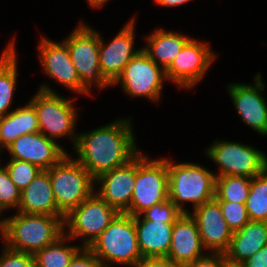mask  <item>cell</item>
<instances>
[{
	"label": "cell",
	"instance_id": "18",
	"mask_svg": "<svg viewBox=\"0 0 267 267\" xmlns=\"http://www.w3.org/2000/svg\"><path fill=\"white\" fill-rule=\"evenodd\" d=\"M136 177V156L127 164L110 170L95 179L100 189L95 191L110 206L124 213L131 203Z\"/></svg>",
	"mask_w": 267,
	"mask_h": 267
},
{
	"label": "cell",
	"instance_id": "32",
	"mask_svg": "<svg viewBox=\"0 0 267 267\" xmlns=\"http://www.w3.org/2000/svg\"><path fill=\"white\" fill-rule=\"evenodd\" d=\"M19 138V126L17 108L7 115L0 117V151L7 148L13 141Z\"/></svg>",
	"mask_w": 267,
	"mask_h": 267
},
{
	"label": "cell",
	"instance_id": "19",
	"mask_svg": "<svg viewBox=\"0 0 267 267\" xmlns=\"http://www.w3.org/2000/svg\"><path fill=\"white\" fill-rule=\"evenodd\" d=\"M196 220L190 213H182L175 221L170 250L166 258L180 266L205 256Z\"/></svg>",
	"mask_w": 267,
	"mask_h": 267
},
{
	"label": "cell",
	"instance_id": "23",
	"mask_svg": "<svg viewBox=\"0 0 267 267\" xmlns=\"http://www.w3.org/2000/svg\"><path fill=\"white\" fill-rule=\"evenodd\" d=\"M189 39L190 37L182 33L161 28L146 37L147 46L145 45L142 50L157 65L166 70Z\"/></svg>",
	"mask_w": 267,
	"mask_h": 267
},
{
	"label": "cell",
	"instance_id": "16",
	"mask_svg": "<svg viewBox=\"0 0 267 267\" xmlns=\"http://www.w3.org/2000/svg\"><path fill=\"white\" fill-rule=\"evenodd\" d=\"M5 149L10 159L27 161L41 170L50 169L68 154L58 142L40 132L22 135Z\"/></svg>",
	"mask_w": 267,
	"mask_h": 267
},
{
	"label": "cell",
	"instance_id": "27",
	"mask_svg": "<svg viewBox=\"0 0 267 267\" xmlns=\"http://www.w3.org/2000/svg\"><path fill=\"white\" fill-rule=\"evenodd\" d=\"M245 206L249 220L267 222V169L251 178L250 192Z\"/></svg>",
	"mask_w": 267,
	"mask_h": 267
},
{
	"label": "cell",
	"instance_id": "39",
	"mask_svg": "<svg viewBox=\"0 0 267 267\" xmlns=\"http://www.w3.org/2000/svg\"><path fill=\"white\" fill-rule=\"evenodd\" d=\"M221 267H246L244 262L234 260L221 253Z\"/></svg>",
	"mask_w": 267,
	"mask_h": 267
},
{
	"label": "cell",
	"instance_id": "3",
	"mask_svg": "<svg viewBox=\"0 0 267 267\" xmlns=\"http://www.w3.org/2000/svg\"><path fill=\"white\" fill-rule=\"evenodd\" d=\"M102 267L122 264L134 267L142 255L139 250L134 216L119 213L88 247Z\"/></svg>",
	"mask_w": 267,
	"mask_h": 267
},
{
	"label": "cell",
	"instance_id": "35",
	"mask_svg": "<svg viewBox=\"0 0 267 267\" xmlns=\"http://www.w3.org/2000/svg\"><path fill=\"white\" fill-rule=\"evenodd\" d=\"M0 267H21V252L11 250L4 245L0 256Z\"/></svg>",
	"mask_w": 267,
	"mask_h": 267
},
{
	"label": "cell",
	"instance_id": "38",
	"mask_svg": "<svg viewBox=\"0 0 267 267\" xmlns=\"http://www.w3.org/2000/svg\"><path fill=\"white\" fill-rule=\"evenodd\" d=\"M244 263L246 267H267V245L252 255Z\"/></svg>",
	"mask_w": 267,
	"mask_h": 267
},
{
	"label": "cell",
	"instance_id": "20",
	"mask_svg": "<svg viewBox=\"0 0 267 267\" xmlns=\"http://www.w3.org/2000/svg\"><path fill=\"white\" fill-rule=\"evenodd\" d=\"M25 214L64 216L57 208L49 173L46 170L20 193L18 211Z\"/></svg>",
	"mask_w": 267,
	"mask_h": 267
},
{
	"label": "cell",
	"instance_id": "10",
	"mask_svg": "<svg viewBox=\"0 0 267 267\" xmlns=\"http://www.w3.org/2000/svg\"><path fill=\"white\" fill-rule=\"evenodd\" d=\"M120 212L95 192L64 219L65 234L72 240L82 238L81 247H89ZM85 239H84V238Z\"/></svg>",
	"mask_w": 267,
	"mask_h": 267
},
{
	"label": "cell",
	"instance_id": "1",
	"mask_svg": "<svg viewBox=\"0 0 267 267\" xmlns=\"http://www.w3.org/2000/svg\"><path fill=\"white\" fill-rule=\"evenodd\" d=\"M131 119H118L90 132L79 133L75 158L94 179L131 161L140 151Z\"/></svg>",
	"mask_w": 267,
	"mask_h": 267
},
{
	"label": "cell",
	"instance_id": "34",
	"mask_svg": "<svg viewBox=\"0 0 267 267\" xmlns=\"http://www.w3.org/2000/svg\"><path fill=\"white\" fill-rule=\"evenodd\" d=\"M68 267H101V264L89 248L81 247L71 259Z\"/></svg>",
	"mask_w": 267,
	"mask_h": 267
},
{
	"label": "cell",
	"instance_id": "30",
	"mask_svg": "<svg viewBox=\"0 0 267 267\" xmlns=\"http://www.w3.org/2000/svg\"><path fill=\"white\" fill-rule=\"evenodd\" d=\"M222 209V213L228 228L234 233L239 231L250 220L245 204L230 201H217Z\"/></svg>",
	"mask_w": 267,
	"mask_h": 267
},
{
	"label": "cell",
	"instance_id": "21",
	"mask_svg": "<svg viewBox=\"0 0 267 267\" xmlns=\"http://www.w3.org/2000/svg\"><path fill=\"white\" fill-rule=\"evenodd\" d=\"M174 223L165 220H135L142 258H166L170 250Z\"/></svg>",
	"mask_w": 267,
	"mask_h": 267
},
{
	"label": "cell",
	"instance_id": "17",
	"mask_svg": "<svg viewBox=\"0 0 267 267\" xmlns=\"http://www.w3.org/2000/svg\"><path fill=\"white\" fill-rule=\"evenodd\" d=\"M189 213L197 222L204 250L224 254L233 232L228 228L220 204L213 199Z\"/></svg>",
	"mask_w": 267,
	"mask_h": 267
},
{
	"label": "cell",
	"instance_id": "33",
	"mask_svg": "<svg viewBox=\"0 0 267 267\" xmlns=\"http://www.w3.org/2000/svg\"><path fill=\"white\" fill-rule=\"evenodd\" d=\"M19 137L25 134L39 132L38 118L34 106L28 102L17 108Z\"/></svg>",
	"mask_w": 267,
	"mask_h": 267
},
{
	"label": "cell",
	"instance_id": "5",
	"mask_svg": "<svg viewBox=\"0 0 267 267\" xmlns=\"http://www.w3.org/2000/svg\"><path fill=\"white\" fill-rule=\"evenodd\" d=\"M71 157L67 154L59 163L46 170L49 173L57 208L64 216L95 191V179Z\"/></svg>",
	"mask_w": 267,
	"mask_h": 267
},
{
	"label": "cell",
	"instance_id": "40",
	"mask_svg": "<svg viewBox=\"0 0 267 267\" xmlns=\"http://www.w3.org/2000/svg\"><path fill=\"white\" fill-rule=\"evenodd\" d=\"M21 267H38L32 254L21 252Z\"/></svg>",
	"mask_w": 267,
	"mask_h": 267
},
{
	"label": "cell",
	"instance_id": "22",
	"mask_svg": "<svg viewBox=\"0 0 267 267\" xmlns=\"http://www.w3.org/2000/svg\"><path fill=\"white\" fill-rule=\"evenodd\" d=\"M267 245V222L249 221L232 234L229 247L224 253L231 259L245 262Z\"/></svg>",
	"mask_w": 267,
	"mask_h": 267
},
{
	"label": "cell",
	"instance_id": "4",
	"mask_svg": "<svg viewBox=\"0 0 267 267\" xmlns=\"http://www.w3.org/2000/svg\"><path fill=\"white\" fill-rule=\"evenodd\" d=\"M169 200L182 213H189L185 202L192 203V209L215 197V174L196 163L174 164L167 158ZM184 204V205H183Z\"/></svg>",
	"mask_w": 267,
	"mask_h": 267
},
{
	"label": "cell",
	"instance_id": "7",
	"mask_svg": "<svg viewBox=\"0 0 267 267\" xmlns=\"http://www.w3.org/2000/svg\"><path fill=\"white\" fill-rule=\"evenodd\" d=\"M167 159L150 160L141 151L136 155V177L130 207L124 212L131 216L169 199Z\"/></svg>",
	"mask_w": 267,
	"mask_h": 267
},
{
	"label": "cell",
	"instance_id": "14",
	"mask_svg": "<svg viewBox=\"0 0 267 267\" xmlns=\"http://www.w3.org/2000/svg\"><path fill=\"white\" fill-rule=\"evenodd\" d=\"M40 40L38 52L44 73L46 72L51 79H55L59 84L78 94H91L81 84V79L71 61L67 45L63 41L58 43L46 39L44 36Z\"/></svg>",
	"mask_w": 267,
	"mask_h": 267
},
{
	"label": "cell",
	"instance_id": "28",
	"mask_svg": "<svg viewBox=\"0 0 267 267\" xmlns=\"http://www.w3.org/2000/svg\"><path fill=\"white\" fill-rule=\"evenodd\" d=\"M4 167L20 192L42 172L38 166L18 159H10Z\"/></svg>",
	"mask_w": 267,
	"mask_h": 267
},
{
	"label": "cell",
	"instance_id": "29",
	"mask_svg": "<svg viewBox=\"0 0 267 267\" xmlns=\"http://www.w3.org/2000/svg\"><path fill=\"white\" fill-rule=\"evenodd\" d=\"M20 191L10 179L4 166H0V211L17 208L20 203Z\"/></svg>",
	"mask_w": 267,
	"mask_h": 267
},
{
	"label": "cell",
	"instance_id": "8",
	"mask_svg": "<svg viewBox=\"0 0 267 267\" xmlns=\"http://www.w3.org/2000/svg\"><path fill=\"white\" fill-rule=\"evenodd\" d=\"M63 42L67 45L71 61L81 79V84L89 92L93 85H97L96 87L100 89L112 86L100 71V34L98 31L81 21Z\"/></svg>",
	"mask_w": 267,
	"mask_h": 267
},
{
	"label": "cell",
	"instance_id": "26",
	"mask_svg": "<svg viewBox=\"0 0 267 267\" xmlns=\"http://www.w3.org/2000/svg\"><path fill=\"white\" fill-rule=\"evenodd\" d=\"M251 178L246 176H220L215 180L216 201L245 204L250 192Z\"/></svg>",
	"mask_w": 267,
	"mask_h": 267
},
{
	"label": "cell",
	"instance_id": "24",
	"mask_svg": "<svg viewBox=\"0 0 267 267\" xmlns=\"http://www.w3.org/2000/svg\"><path fill=\"white\" fill-rule=\"evenodd\" d=\"M14 41L8 44L0 57V117L11 111L14 90L17 83V53Z\"/></svg>",
	"mask_w": 267,
	"mask_h": 267
},
{
	"label": "cell",
	"instance_id": "25",
	"mask_svg": "<svg viewBox=\"0 0 267 267\" xmlns=\"http://www.w3.org/2000/svg\"><path fill=\"white\" fill-rule=\"evenodd\" d=\"M70 238L64 233L54 243L37 251L33 257L38 267H68L71 259L81 249L80 246H67Z\"/></svg>",
	"mask_w": 267,
	"mask_h": 267
},
{
	"label": "cell",
	"instance_id": "9",
	"mask_svg": "<svg viewBox=\"0 0 267 267\" xmlns=\"http://www.w3.org/2000/svg\"><path fill=\"white\" fill-rule=\"evenodd\" d=\"M219 170L215 177L246 176L253 178L267 169V155L252 146L232 141H214L205 150Z\"/></svg>",
	"mask_w": 267,
	"mask_h": 267
},
{
	"label": "cell",
	"instance_id": "11",
	"mask_svg": "<svg viewBox=\"0 0 267 267\" xmlns=\"http://www.w3.org/2000/svg\"><path fill=\"white\" fill-rule=\"evenodd\" d=\"M165 79V70L141 48L112 85L120 83L123 91L131 97L143 96L158 102Z\"/></svg>",
	"mask_w": 267,
	"mask_h": 267
},
{
	"label": "cell",
	"instance_id": "6",
	"mask_svg": "<svg viewBox=\"0 0 267 267\" xmlns=\"http://www.w3.org/2000/svg\"><path fill=\"white\" fill-rule=\"evenodd\" d=\"M73 101V98L71 100L61 97L48 85H41L38 92L29 100L37 113L39 132L55 141L69 136L75 146L78 138V135L74 134L77 111Z\"/></svg>",
	"mask_w": 267,
	"mask_h": 267
},
{
	"label": "cell",
	"instance_id": "31",
	"mask_svg": "<svg viewBox=\"0 0 267 267\" xmlns=\"http://www.w3.org/2000/svg\"><path fill=\"white\" fill-rule=\"evenodd\" d=\"M134 217V220H165V223H175L182 215V212L175 206L171 200L155 204Z\"/></svg>",
	"mask_w": 267,
	"mask_h": 267
},
{
	"label": "cell",
	"instance_id": "37",
	"mask_svg": "<svg viewBox=\"0 0 267 267\" xmlns=\"http://www.w3.org/2000/svg\"><path fill=\"white\" fill-rule=\"evenodd\" d=\"M134 267H182L167 258H143Z\"/></svg>",
	"mask_w": 267,
	"mask_h": 267
},
{
	"label": "cell",
	"instance_id": "42",
	"mask_svg": "<svg viewBox=\"0 0 267 267\" xmlns=\"http://www.w3.org/2000/svg\"><path fill=\"white\" fill-rule=\"evenodd\" d=\"M86 1L90 5V7L95 9L102 7L105 3H107L108 0H86Z\"/></svg>",
	"mask_w": 267,
	"mask_h": 267
},
{
	"label": "cell",
	"instance_id": "36",
	"mask_svg": "<svg viewBox=\"0 0 267 267\" xmlns=\"http://www.w3.org/2000/svg\"><path fill=\"white\" fill-rule=\"evenodd\" d=\"M183 267H221V253L206 254Z\"/></svg>",
	"mask_w": 267,
	"mask_h": 267
},
{
	"label": "cell",
	"instance_id": "13",
	"mask_svg": "<svg viewBox=\"0 0 267 267\" xmlns=\"http://www.w3.org/2000/svg\"><path fill=\"white\" fill-rule=\"evenodd\" d=\"M258 73L254 84H229L228 94L241 120L260 135L267 136V102L261 95L265 85Z\"/></svg>",
	"mask_w": 267,
	"mask_h": 267
},
{
	"label": "cell",
	"instance_id": "41",
	"mask_svg": "<svg viewBox=\"0 0 267 267\" xmlns=\"http://www.w3.org/2000/svg\"><path fill=\"white\" fill-rule=\"evenodd\" d=\"M155 4L163 7H174V6H179L182 4H185L186 2H190L192 0H153Z\"/></svg>",
	"mask_w": 267,
	"mask_h": 267
},
{
	"label": "cell",
	"instance_id": "15",
	"mask_svg": "<svg viewBox=\"0 0 267 267\" xmlns=\"http://www.w3.org/2000/svg\"><path fill=\"white\" fill-rule=\"evenodd\" d=\"M134 24L131 19L119 33L106 45L100 36L99 64L100 71L104 78L112 85L121 75L125 66L139 52L134 50Z\"/></svg>",
	"mask_w": 267,
	"mask_h": 267
},
{
	"label": "cell",
	"instance_id": "2",
	"mask_svg": "<svg viewBox=\"0 0 267 267\" xmlns=\"http://www.w3.org/2000/svg\"><path fill=\"white\" fill-rule=\"evenodd\" d=\"M65 216L25 214L4 218V244L7 248L34 255L54 243L65 232Z\"/></svg>",
	"mask_w": 267,
	"mask_h": 267
},
{
	"label": "cell",
	"instance_id": "12",
	"mask_svg": "<svg viewBox=\"0 0 267 267\" xmlns=\"http://www.w3.org/2000/svg\"><path fill=\"white\" fill-rule=\"evenodd\" d=\"M208 44L190 38L165 70L166 81H172L178 88L184 89L198 84L216 59Z\"/></svg>",
	"mask_w": 267,
	"mask_h": 267
},
{
	"label": "cell",
	"instance_id": "43",
	"mask_svg": "<svg viewBox=\"0 0 267 267\" xmlns=\"http://www.w3.org/2000/svg\"><path fill=\"white\" fill-rule=\"evenodd\" d=\"M0 213L2 214V212L0 211ZM4 225H5V220L4 219H0V234H1V238H3L4 236Z\"/></svg>",
	"mask_w": 267,
	"mask_h": 267
}]
</instances>
